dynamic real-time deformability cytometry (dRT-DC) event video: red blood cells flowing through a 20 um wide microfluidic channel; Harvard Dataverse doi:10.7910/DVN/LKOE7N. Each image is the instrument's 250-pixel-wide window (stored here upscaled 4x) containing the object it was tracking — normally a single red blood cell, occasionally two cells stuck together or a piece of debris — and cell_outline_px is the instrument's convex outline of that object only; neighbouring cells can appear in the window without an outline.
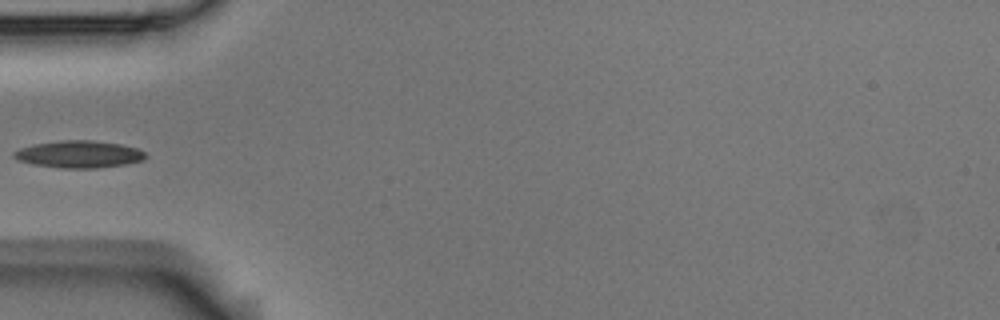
{"species": "Egyptian fruit bat (a non-hibernating species)", "species_latin": "Rousettus aegyptiacus", "temperature_condition": "room temperature", "stored_images_in_passage": 2, "camera_frame_rate_fps": 3000, "um_per_image_px": 0.085, "animal": {"sex": "male"}, "frame": {"image": 1, "passage_image": 2, "time_ms": 0.333, "image_size_px": [1000, 320], "cell_outline_px": [[148, 156], [144, 160], [124, 164], [96, 168], [60, 168], [32, 164], [16, 160], [12, 156], [12, 152], [20, 148], [32, 144], [60, 140], [92, 140], [120, 144], [136, 148], [144, 152]], "centroid_in_image_um": [6.66, 13.11], "position_along_channel_um": 78.3, "area_um2": 20.98}}